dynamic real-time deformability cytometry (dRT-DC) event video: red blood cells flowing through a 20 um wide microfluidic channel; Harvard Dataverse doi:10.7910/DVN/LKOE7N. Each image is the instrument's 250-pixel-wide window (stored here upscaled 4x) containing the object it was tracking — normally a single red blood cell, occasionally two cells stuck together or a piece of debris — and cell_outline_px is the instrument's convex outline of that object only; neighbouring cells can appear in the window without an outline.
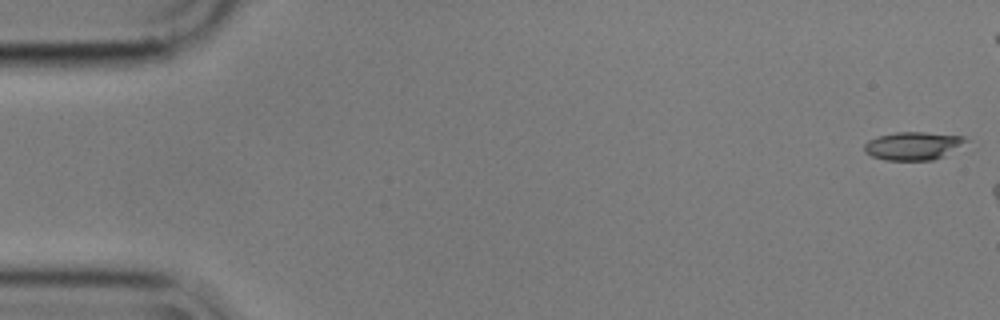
{"species": "common noctule bat (a hibernating species)", "species_latin": "Nyctalus noctula", "temperature_condition": "cold", "stored_images_in_passage": 10, "camera_frame_rate_fps": 3000, "um_per_image_px": 0.085, "animal": {"sex": "male", "body_mass_g": 17.9}, "frame": {"image": 1, "passage_image": 1, "time_ms": 0.0, "image_size_px": [1000, 320], "cell_outline_px": [[968, 140], [944, 156], [932, 160], [884, 160], [872, 156], [864, 152], [864, 144], [868, 140], [880, 136], [896, 132], [924, 132], [964, 136]], "centroid_in_image_um": [77.58, 12.4], "position_along_channel_um": 7.4, "area_um2": 16.47}}